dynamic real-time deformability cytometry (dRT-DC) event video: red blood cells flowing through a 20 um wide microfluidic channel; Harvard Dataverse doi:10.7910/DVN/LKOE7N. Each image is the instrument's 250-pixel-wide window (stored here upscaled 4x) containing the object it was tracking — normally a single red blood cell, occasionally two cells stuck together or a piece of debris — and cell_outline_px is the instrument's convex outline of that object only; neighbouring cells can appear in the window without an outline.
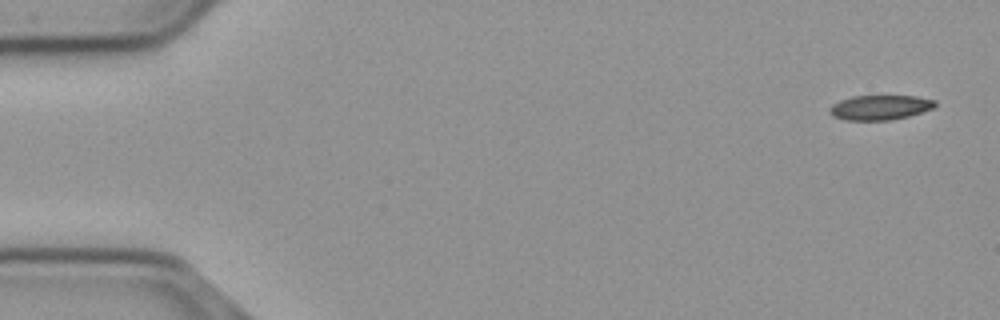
{"species": "common noctule bat (a hibernating species)", "species_latin": "Nyctalus noctula", "temperature_condition": "cold", "stored_images_in_passage": 54, "camera_frame_rate_fps": 3000, "um_per_image_px": 0.085, "animal": {"sex": "male", "body_mass_g": 23.1, "forearm_length_mm": 52.7}, "frame": {"image": 1, "passage_image": 1, "time_ms": 0.0, "image_size_px": [1000, 320], "cell_outline_px": [[936, 104], [932, 108], [908, 116], [888, 120], [844, 120], [832, 116], [828, 112], [828, 108], [832, 104], [840, 100], [852, 96], [916, 96], [936, 100]], "centroid_in_image_um": [74.74, 9.13], "position_along_channel_um": 10.3, "area_um2": 15.2}}
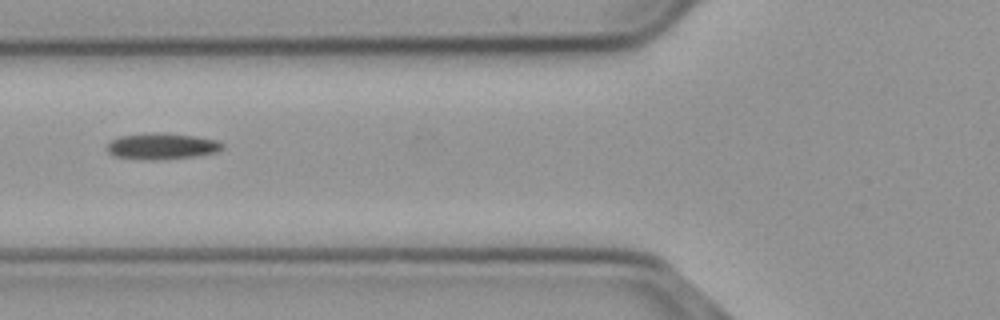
{"frame": {"image": 2, "passage_image": 20, "time_ms": 6.333, "image_size_px": [1000, 320], "cell_outline_px": [[224, 148], [216, 152], [192, 156], [156, 160], [144, 160], [116, 156], [108, 152], [104, 148], [112, 140], [120, 136], [160, 132], [196, 136], [216, 140], [224, 144]], "centroid_in_image_um": [13.75, 12.43], "position_along_channel_um": 112.1, "area_um2": 17.51}}
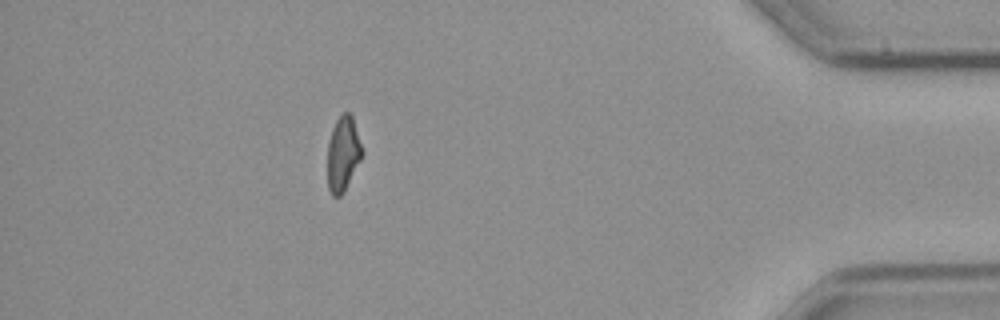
{"frame": {"image": 3, "passage_image": 48, "time_ms": 15.667, "image_size_px": [1000, 320], "cell_outline_px": [[364, 152], [344, 192], [340, 196], [332, 196], [328, 188], [328, 144], [332, 128], [336, 120], [344, 112], [348, 112], [352, 116]], "centroid_in_image_um": [29.16, 13.08], "position_along_channel_um": 406.0, "area_um2": 14.97}}